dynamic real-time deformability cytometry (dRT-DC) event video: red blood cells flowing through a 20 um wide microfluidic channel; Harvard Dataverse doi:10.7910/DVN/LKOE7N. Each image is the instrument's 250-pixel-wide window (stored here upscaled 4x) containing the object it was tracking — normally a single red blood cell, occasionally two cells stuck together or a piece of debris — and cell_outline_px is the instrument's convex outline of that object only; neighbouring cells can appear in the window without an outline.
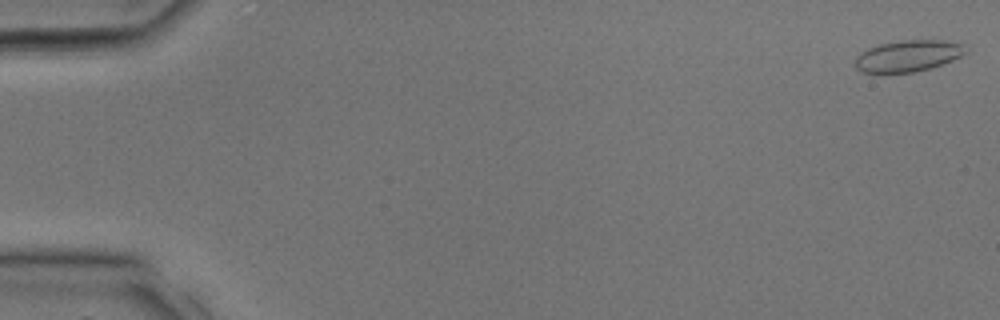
{"species": "common noctule bat (a hibernating species)", "species_latin": "Nyctalus noctula", "temperature_condition": "room temperature", "stored_images_in_passage": 3, "camera_frame_rate_fps": 3000, "um_per_image_px": 0.085, "animal": {"sex": "male", "body_mass_g": 17.9, "forearm_length_mm": 54.2}, "frame": {"image": 1, "passage_image": 1, "time_ms": 0.0, "image_size_px": [1000, 320], "cell_outline_px": [[968, 52], [952, 60], [916, 72], [860, 72], [856, 68], [856, 56], [860, 52], [868, 48], [880, 44], [904, 40], [944, 40], [964, 44]], "centroid_in_image_um": [77.19, 4.74], "position_along_channel_um": 7.8, "area_um2": 20.06}}